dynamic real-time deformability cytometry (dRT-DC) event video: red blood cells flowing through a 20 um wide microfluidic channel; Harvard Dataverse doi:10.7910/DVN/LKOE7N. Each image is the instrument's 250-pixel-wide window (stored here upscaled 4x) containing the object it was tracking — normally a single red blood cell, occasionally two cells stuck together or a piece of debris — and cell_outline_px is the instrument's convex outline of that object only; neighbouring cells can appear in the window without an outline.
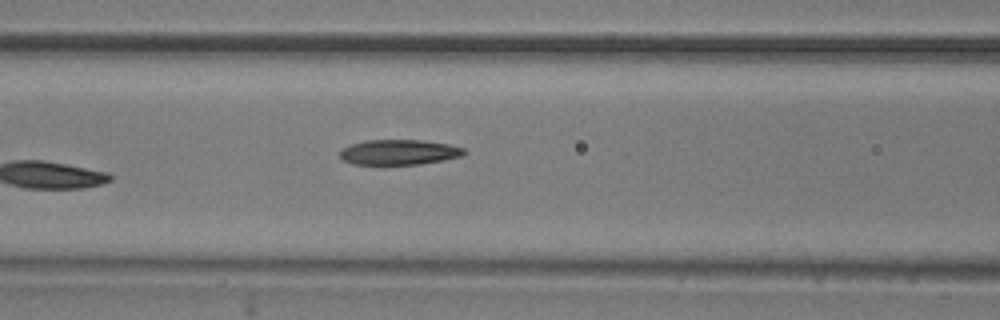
{"species": "common noctule bat (a hibernating species)", "species_latin": "Nyctalus noctula", "temperature_condition": "room temperature", "stored_images_in_passage": 8, "camera_frame_rate_fps": 3000, "um_per_image_px": 0.085, "animal": {"sex": "male", "body_mass_g": 20.5, "forearm_length_mm": 52.5}, "frame": {"image": 1, "passage_image": 8, "time_ms": 2.333, "image_size_px": [1000, 320], "cell_outline_px": [[468, 152], [460, 156], [444, 160], [420, 164], [352, 164], [344, 160], [340, 156], [340, 152], [344, 148], [352, 144], [364, 140], [424, 140], [448, 144], [464, 148]], "centroid_in_image_um": [33.95, 12.93], "position_along_channel_um": 132.7, "area_um2": 18.15}}